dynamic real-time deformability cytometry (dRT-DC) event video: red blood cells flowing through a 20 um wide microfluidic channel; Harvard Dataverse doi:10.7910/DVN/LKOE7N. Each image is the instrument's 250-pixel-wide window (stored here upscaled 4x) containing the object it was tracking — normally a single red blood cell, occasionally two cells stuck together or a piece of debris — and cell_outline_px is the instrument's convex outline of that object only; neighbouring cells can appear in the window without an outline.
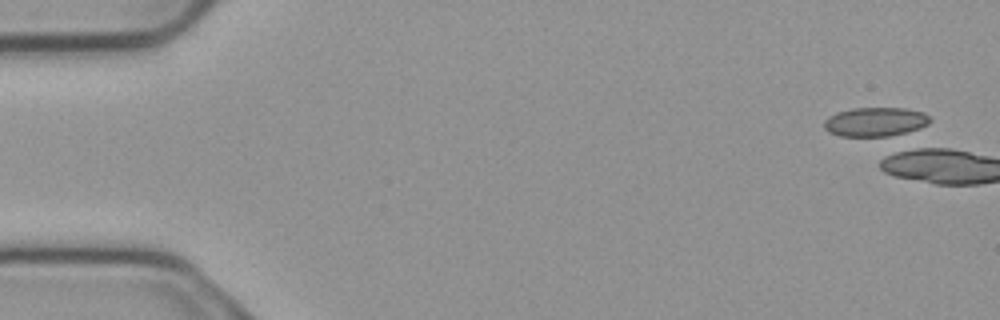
{"species": "common noctule bat (a hibernating species)", "species_latin": "Nyctalus noctula", "temperature_condition": "cold", "stored_images_in_passage": 6, "camera_frame_rate_fps": 3000, "um_per_image_px": 0.085, "animal": {"sex": "male", "body_mass_g": 23.1, "forearm_length_mm": 52.7}, "frame": {"image": 1, "passage_image": 1, "time_ms": 0.0, "image_size_px": [1000, 320], "cell_outline_px": [[932, 120], [928, 124], [920, 128], [896, 136], [840, 136], [828, 132], [824, 128], [824, 120], [828, 116], [836, 112], [852, 108], [904, 108], [924, 112]], "centroid_in_image_um": [74.4, 10.36], "position_along_channel_um": 10.6, "area_um2": 18.21}}